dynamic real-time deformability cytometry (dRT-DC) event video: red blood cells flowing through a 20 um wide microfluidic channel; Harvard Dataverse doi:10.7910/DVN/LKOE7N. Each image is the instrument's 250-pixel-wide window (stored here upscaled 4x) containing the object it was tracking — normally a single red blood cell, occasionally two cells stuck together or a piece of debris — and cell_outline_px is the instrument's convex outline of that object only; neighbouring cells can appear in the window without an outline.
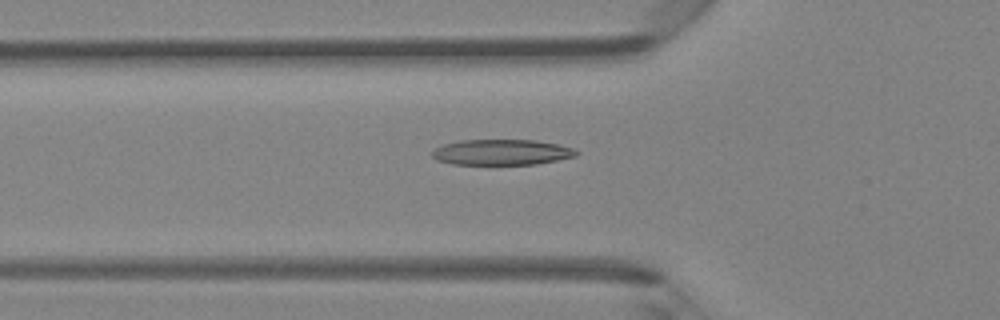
{"species": "Egyptian fruit bat (a non-hibernating species)", "species_latin": "Rousettus aegyptiacus", "temperature_condition": "room temperature", "stored_images_in_passage": 37, "camera_frame_rate_fps": 3000, "um_per_image_px": 0.085, "animal": {"sex": "female"}, "frame": {"image": 1, "passage_image": 6, "time_ms": 1.667, "image_size_px": [1000, 320], "cell_outline_px": [[580, 152], [576, 156], [536, 164], [452, 164], [436, 160], [432, 156], [432, 152], [436, 148], [444, 144], [460, 140], [536, 140], [556, 144], [572, 148]], "centroid_in_image_um": [42.63, 12.94], "position_along_channel_um": 83.2, "area_um2": 21.39}}
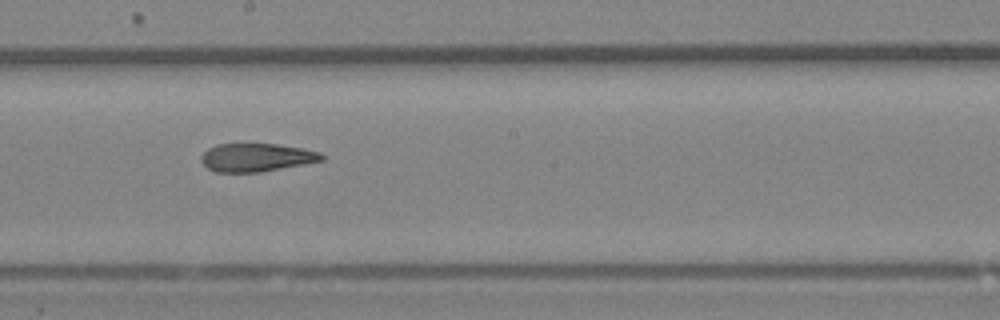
{"frame": {"image": 2, "passage_image": 16, "time_ms": 5.0, "image_size_px": [1000, 320], "cell_outline_px": [[324, 160], [304, 164], [260, 172], [216, 172], [208, 168], [200, 160], [200, 156], [208, 148], [216, 144], [276, 144], [304, 148], [320, 152], [324, 156]], "centroid_in_image_um": [21.8, 13.38], "position_along_channel_um": 226.4, "area_um2": 19.83}}
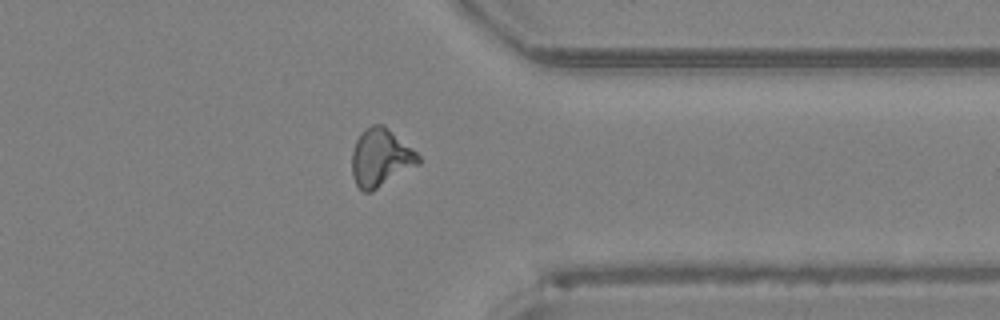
{"frame": {"image": 3, "passage_image": 27, "time_ms": 8.667, "image_size_px": [1000, 320], "cell_outline_px": [[420, 164], [372, 192], [364, 192], [356, 184], [352, 176], [352, 152], [356, 140], [360, 132], [364, 128], [372, 124], [384, 124], [416, 152], [420, 156]], "centroid_in_image_um": [32.35, 13.4], "position_along_channel_um": 379.1, "area_um2": 22.6}, "authors_computed_cell_mechanics": {"area_um2": 21.1548, "velocity_mm_per_s": 4.2966, "shape_relaxation_time_tau1_ms": null, "shape_relaxation_time_tau2_ms": 3.3071, "deformation_change_tau1": null, "deformation_change_tau2": 0.136}}